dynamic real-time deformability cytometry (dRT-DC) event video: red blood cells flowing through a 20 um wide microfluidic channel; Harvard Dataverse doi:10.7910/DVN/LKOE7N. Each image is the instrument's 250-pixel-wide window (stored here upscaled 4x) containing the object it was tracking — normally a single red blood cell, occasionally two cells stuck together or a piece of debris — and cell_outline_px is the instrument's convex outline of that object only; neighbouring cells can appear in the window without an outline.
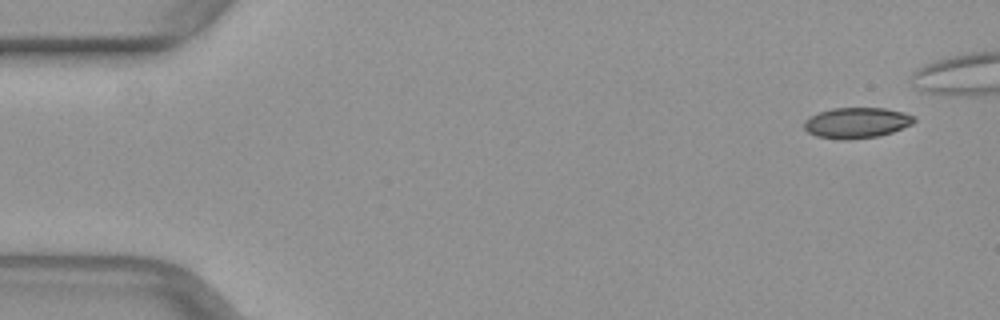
{"species": "common noctule bat (a hibernating species)", "species_latin": "Nyctalus noctula", "temperature_condition": "warm", "stored_images_in_passage": 19, "camera_frame_rate_fps": 3000, "um_per_image_px": 0.085, "animal": {"sex": "female", "body_mass_g": 29.2, "forearm_length_mm": 56.3}, "frame": {"image": 1, "passage_image": 1, "time_ms": 0.0, "image_size_px": [1000, 320], "cell_outline_px": [[916, 120], [912, 124], [892, 132], [880, 136], [848, 140], [844, 140], [816, 136], [808, 132], [804, 128], [804, 120], [820, 112], [832, 108], [884, 108], [904, 112], [916, 116]], "centroid_in_image_um": [72.84, 10.44], "position_along_channel_um": 12.2, "area_um2": 19.71}}
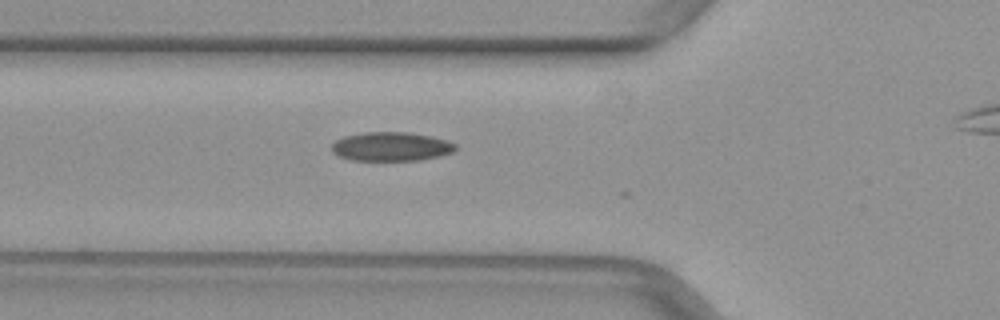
{"frame": {"image": 2, "passage_image": 16, "time_ms": 5.0, "image_size_px": [1000, 320], "cell_outline_px": [[456, 148], [452, 152], [440, 156], [420, 160], [352, 160], [340, 156], [332, 152], [332, 144], [336, 140], [344, 136], [364, 132], [412, 132], [448, 140], [456, 144]], "centroid_in_image_um": [33.26, 12.45], "position_along_channel_um": 92.5, "area_um2": 20.92}}